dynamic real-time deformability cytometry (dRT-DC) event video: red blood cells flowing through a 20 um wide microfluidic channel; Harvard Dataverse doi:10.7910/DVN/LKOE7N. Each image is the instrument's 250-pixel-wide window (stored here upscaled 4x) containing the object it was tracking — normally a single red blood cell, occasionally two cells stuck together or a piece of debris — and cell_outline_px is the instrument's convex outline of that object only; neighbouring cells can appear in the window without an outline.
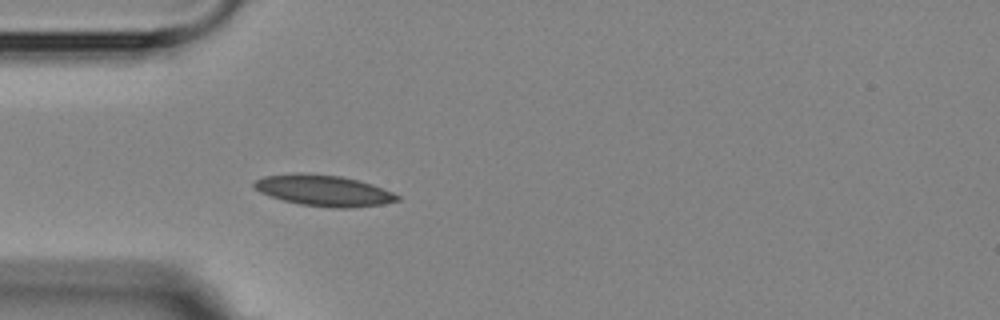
{"species": "Egyptian fruit bat (a non-hibernating species)", "species_latin": "Rousettus aegyptiacus", "temperature_condition": "room temperature", "stored_images_in_passage": 4, "camera_frame_rate_fps": 3000, "um_per_image_px": 0.085, "animal": {"sex": "female"}, "frame": {"image": 1, "passage_image": 4, "time_ms": 4.333, "image_size_px": [1000, 320], "cell_outline_px": [[400, 200], [384, 204], [352, 208], [332, 208], [300, 204], [284, 200], [260, 192], [252, 184], [256, 180], [264, 176], [340, 176], [360, 180], [372, 184], [392, 192], [400, 196]], "centroid_in_image_um": [27.64, 16.25], "position_along_channel_um": 57.4, "area_um2": 24.8}}